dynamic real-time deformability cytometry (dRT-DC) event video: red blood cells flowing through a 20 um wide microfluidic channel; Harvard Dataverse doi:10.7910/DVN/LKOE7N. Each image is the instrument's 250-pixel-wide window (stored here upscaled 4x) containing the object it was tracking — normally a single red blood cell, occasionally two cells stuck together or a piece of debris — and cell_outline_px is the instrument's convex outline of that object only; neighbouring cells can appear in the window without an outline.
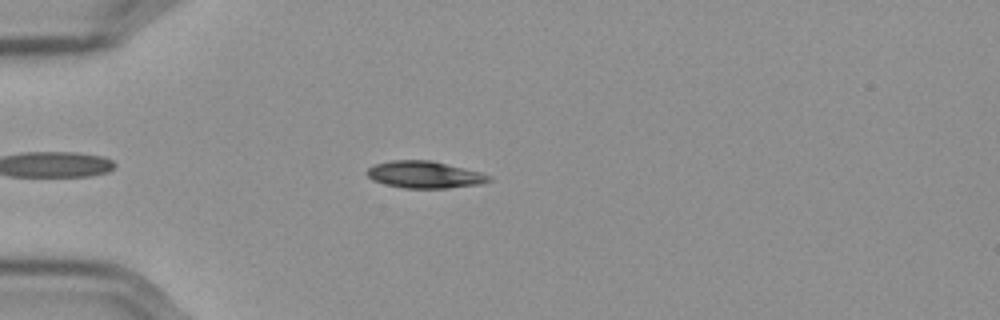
{"species": "Egyptian fruit bat (a non-hibernating species)", "species_latin": "Rousettus aegyptiacus", "temperature_condition": "cold", "stored_images_in_passage": 45, "camera_frame_rate_fps": 3000, "um_per_image_px": 0.085, "frame": {"image": 1, "passage_image": 4, "time_ms": 1.0, "image_size_px": [1000, 320], "cell_outline_px": [[492, 180], [480, 184], [448, 188], [404, 188], [384, 184], [372, 180], [364, 172], [372, 164], [392, 160], [432, 160], [480, 172], [492, 176]], "centroid_in_image_um": [36.06, 14.84], "position_along_channel_um": 48.9, "area_um2": 19.36}}
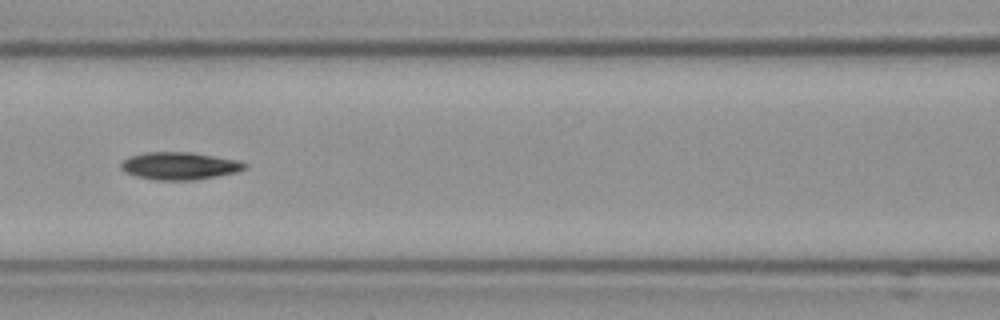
{"frame": {"image": 2, "passage_image": 14, "time_ms": 4.333, "image_size_px": [1000, 320], "cell_outline_px": [[248, 168], [236, 172], [216, 176], [192, 180], [156, 180], [136, 176], [124, 172], [120, 168], [120, 164], [128, 156], [144, 152], [192, 152], [236, 160], [248, 164]], "centroid_in_image_um": [15.23, 14.09], "position_along_channel_um": 151.4, "area_um2": 19.88}}
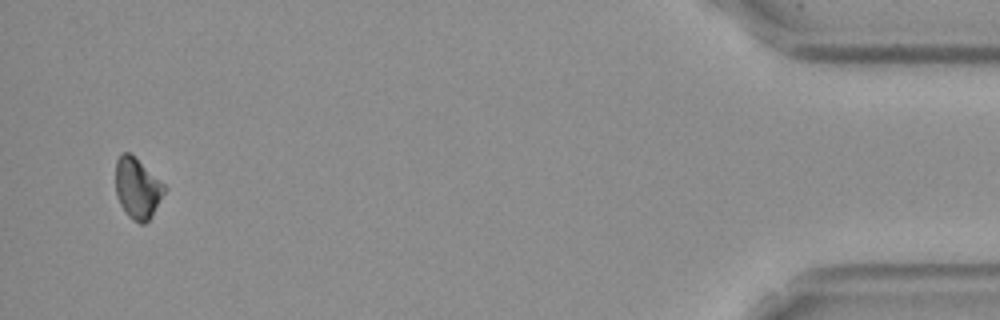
{"frame": {"image": 3, "passage_image": 43, "time_ms": 14.0, "image_size_px": [1000, 320], "cell_outline_px": [[168, 188], [152, 216], [144, 224], [140, 224], [128, 216], [120, 204], [116, 196], [116, 160], [124, 152], [128, 152], [164, 184]], "centroid_in_image_um": [11.69, 16.04], "position_along_channel_um": 423.5, "area_um2": 17.05}, "authors_computed_cell_mechanics": {"area_um2": 18.785, "velocity_mm_per_s": 3.5997, "shape_relaxation_time_tau1_ms": 1.9623, "shape_relaxation_time_tau2_ms": null, "deformation_change_tau1": 0.0835, "deformation_change_tau2": null}}